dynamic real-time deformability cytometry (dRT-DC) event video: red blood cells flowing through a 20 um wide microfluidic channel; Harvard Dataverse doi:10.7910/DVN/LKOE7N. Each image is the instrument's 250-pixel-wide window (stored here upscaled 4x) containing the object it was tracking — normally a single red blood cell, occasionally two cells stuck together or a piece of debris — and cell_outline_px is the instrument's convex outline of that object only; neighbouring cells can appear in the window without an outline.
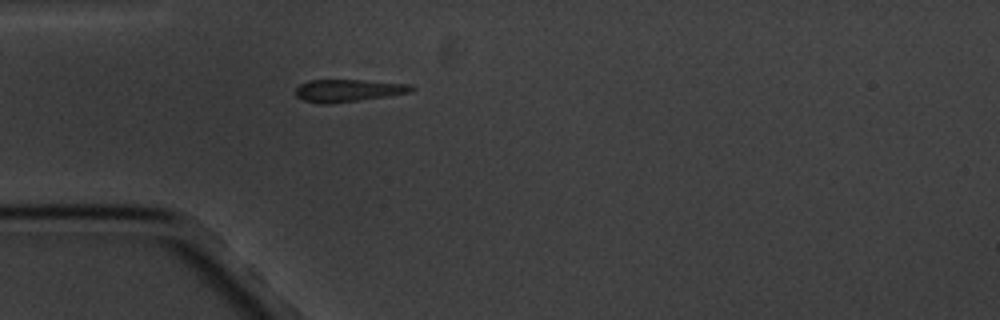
{"species": "common noctule bat (a hibernating species)", "species_latin": "Nyctalus noctula", "temperature_condition": "cold", "stored_images_in_passage": 1, "camera_frame_rate_fps": 3000, "um_per_image_px": 0.085, "animal": {"sex": "male", "body_mass_g": 20.1, "forearm_length_mm": 53.5}, "frame": {"image": 1, "passage_image": 1, "time_ms": 0.0, "image_size_px": [1000, 320], "cell_outline_px": [[416, 88], [412, 92], [388, 96], [332, 104], [320, 104], [304, 100], [296, 96], [296, 88], [300, 84], [308, 80], [364, 80], [412, 84]], "centroid_in_image_um": [29.63, 7.69], "position_along_channel_um": 55.4, "area_um2": 15.32}}